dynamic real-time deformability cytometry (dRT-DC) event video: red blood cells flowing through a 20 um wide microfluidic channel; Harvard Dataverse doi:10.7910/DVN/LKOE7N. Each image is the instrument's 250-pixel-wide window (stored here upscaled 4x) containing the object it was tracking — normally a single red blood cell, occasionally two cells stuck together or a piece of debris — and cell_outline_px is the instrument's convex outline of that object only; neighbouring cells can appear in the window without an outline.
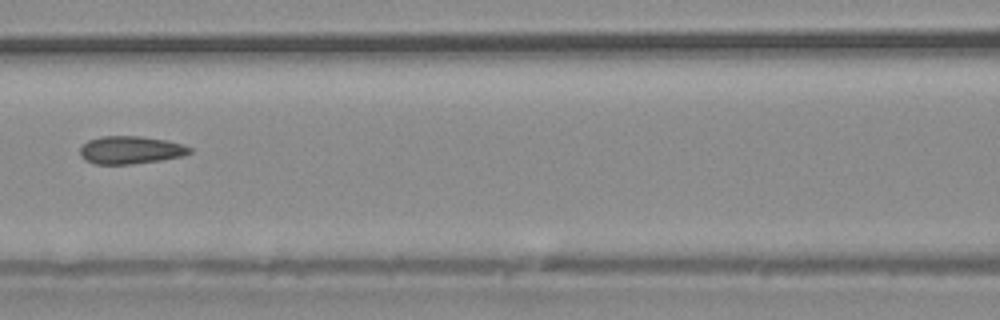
{"species": "common noctule bat (a hibernating species)", "species_latin": "Nyctalus noctula", "temperature_condition": "warm", "stored_images_in_passage": 40, "camera_frame_rate_fps": 3000, "um_per_image_px": 0.085, "animal": {"sex": "male", "body_mass_g": 20.4}, "frame": {"image": 1, "passage_image": 18, "time_ms": 5.667, "image_size_px": [1000, 320], "cell_outline_px": [[192, 152], [184, 156], [160, 160], [132, 164], [96, 164], [84, 160], [80, 156], [80, 148], [88, 140], [100, 136], [140, 136], [168, 140], [192, 148]], "centroid_in_image_um": [11.09, 12.75], "position_along_channel_um": 155.5, "area_um2": 17.86}}